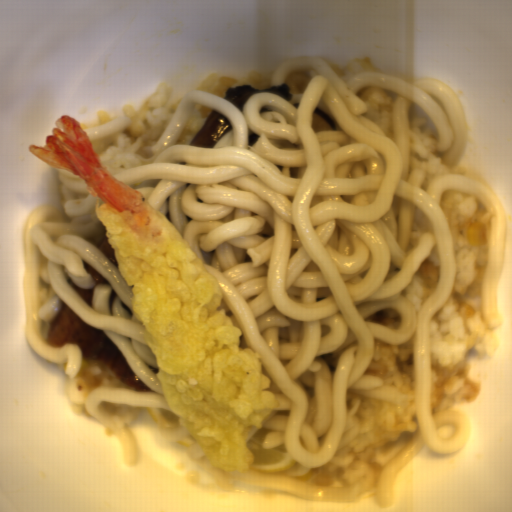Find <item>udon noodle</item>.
<instances>
[{
	"label": "udon noodle",
	"mask_w": 512,
	"mask_h": 512,
	"mask_svg": "<svg viewBox=\"0 0 512 512\" xmlns=\"http://www.w3.org/2000/svg\"><path fill=\"white\" fill-rule=\"evenodd\" d=\"M283 83L290 101L255 92L242 111L221 96L189 90L174 112H146L150 129L133 143L127 115L83 130L107 171L187 240L221 286L218 310L239 327L240 347L261 354L274 403L260 429L249 426L246 446L250 437L263 448L284 444L297 463L286 472L252 465L226 472L198 441L186 446L188 458L225 491L240 480L303 499L350 501L371 489V499L386 508L399 472L424 445L437 455L452 453L470 431L461 411L431 407V322L456 275L441 197L475 195L490 217L480 312L491 328L503 324L504 209L484 181L452 170L468 149L466 111L440 80L408 82L366 72L358 61L341 77L326 59L300 56L281 62L269 86ZM371 85L392 95L393 137L363 115L359 96ZM212 110L227 117L231 130L213 148L189 145ZM419 116L428 117L447 162L432 180L422 170L408 172V124ZM253 132L260 138L251 147ZM433 250L439 284L415 312L401 295ZM412 337L419 431L408 446L383 470L370 464L349 486L299 481L335 451L347 390L402 404L404 395L380 375L364 373L375 338L397 345Z\"/></svg>",
	"instance_id": "obj_1"
},
{
	"label": "udon noodle",
	"mask_w": 512,
	"mask_h": 512,
	"mask_svg": "<svg viewBox=\"0 0 512 512\" xmlns=\"http://www.w3.org/2000/svg\"><path fill=\"white\" fill-rule=\"evenodd\" d=\"M58 175L63 211L42 204L30 210L24 226L25 336L40 357L60 364L66 362L65 374L71 380L83 361L79 343L67 341L56 346L44 338L43 322L53 321L61 304L85 325L104 332L115 344L134 374L151 391L98 386L92 388L83 407L88 415L111 430L124 461L131 466L136 464L138 448L137 439L127 426L144 408L171 409L158 383L159 368L148 347V332L132 308L131 285L117 263L113 267L97 250L104 237L110 243L97 215L95 196L89 194L81 176L59 169ZM82 262L111 285H95ZM69 277L79 288H94L92 307L66 282Z\"/></svg>",
	"instance_id": "obj_2"
},
{
	"label": "udon noodle",
	"mask_w": 512,
	"mask_h": 512,
	"mask_svg": "<svg viewBox=\"0 0 512 512\" xmlns=\"http://www.w3.org/2000/svg\"><path fill=\"white\" fill-rule=\"evenodd\" d=\"M160 435L163 436L170 443L185 439L190 433L186 431L183 427V423L181 421L179 427H160Z\"/></svg>",
	"instance_id": "obj_3"
}]
</instances>
